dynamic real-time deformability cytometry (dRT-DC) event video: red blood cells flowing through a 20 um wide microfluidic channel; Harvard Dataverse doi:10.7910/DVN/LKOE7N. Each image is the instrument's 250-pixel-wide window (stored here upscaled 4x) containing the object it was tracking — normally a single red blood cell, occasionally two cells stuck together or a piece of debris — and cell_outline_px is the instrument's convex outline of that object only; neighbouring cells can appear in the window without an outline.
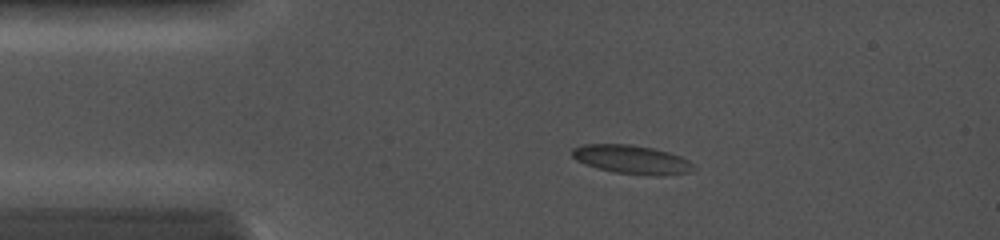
{"species": "common noctule bat (a hibernating species)", "species_latin": "Nyctalus noctula", "temperature_condition": "cold", "stored_images_in_passage": 6, "camera_frame_rate_fps": 5000, "um_per_image_px": 0.085, "animal": {"sex": "female", "body_mass_g": 19.0, "forearm_length_mm": 56.7}, "frame": {"image": 1, "passage_image": 3, "time_ms": 2.2, "image_size_px": [1000, 240], "cell_outline_px": [[696, 168], [692, 172], [660, 176], [656, 176], [616, 172], [600, 168], [576, 160], [572, 156], [572, 148], [584, 144], [632, 144], [652, 148], [668, 152], [680, 156], [696, 164]], "centroid_in_image_um": [53.77, 13.56], "position_along_channel_um": 31.2, "area_um2": 20.29}}
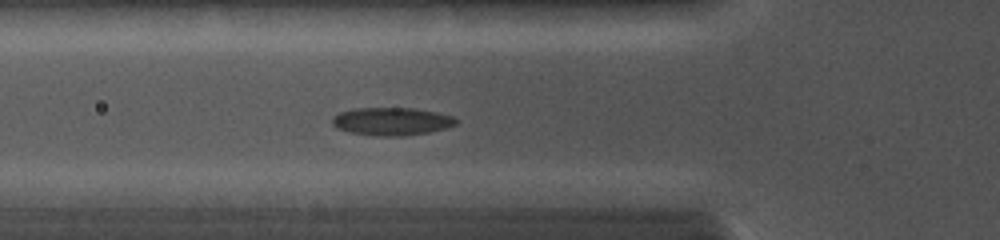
{"frame": {"image": 2, "passage_image": 6, "time_ms": 4.6, "image_size_px": [1000, 240], "cell_outline_px": [[460, 120], [456, 124], [444, 128], [428, 132], [400, 136], [372, 136], [348, 132], [336, 128], [332, 124], [332, 116], [340, 112], [352, 108], [416, 108], [436, 112], [452, 116]], "centroid_in_image_um": [33.25, 10.31], "position_along_channel_um": 92.6, "area_um2": 20.29}}